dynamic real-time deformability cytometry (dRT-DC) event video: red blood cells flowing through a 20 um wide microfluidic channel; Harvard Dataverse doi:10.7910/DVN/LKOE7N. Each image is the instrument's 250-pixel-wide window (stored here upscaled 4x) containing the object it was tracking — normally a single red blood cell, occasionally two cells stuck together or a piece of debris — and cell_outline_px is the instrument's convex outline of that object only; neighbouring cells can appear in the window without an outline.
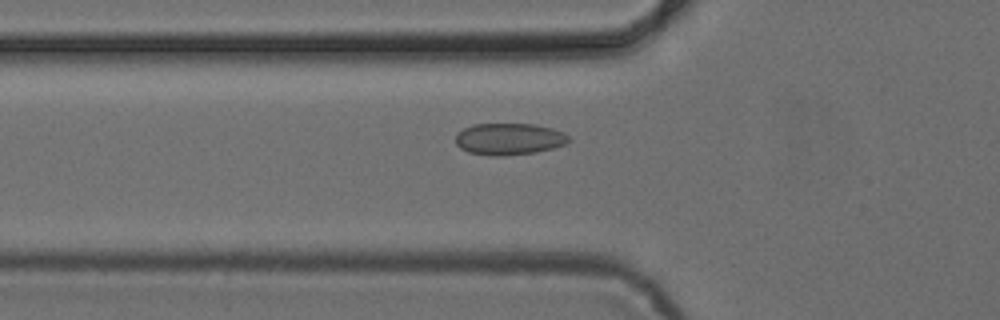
{"species": "common noctule bat (a hibernating species)", "species_latin": "Nyctalus noctula", "temperature_condition": "cold", "stored_images_in_passage": 41, "camera_frame_rate_fps": 3000, "um_per_image_px": 0.085, "animal": {"sex": "female", "body_mass_g": 24.6, "forearm_length_mm": 56.2}, "frame": {"image": 1, "passage_image": 12, "time_ms": 3.667, "image_size_px": [1000, 320], "cell_outline_px": [[572, 140], [564, 144], [552, 148], [536, 152], [504, 156], [492, 156], [468, 152], [460, 148], [456, 144], [456, 132], [472, 124], [536, 124], [552, 128], [564, 132]], "centroid_in_image_um": [43.26, 11.81], "position_along_channel_um": 82.5, "area_um2": 21.1}}
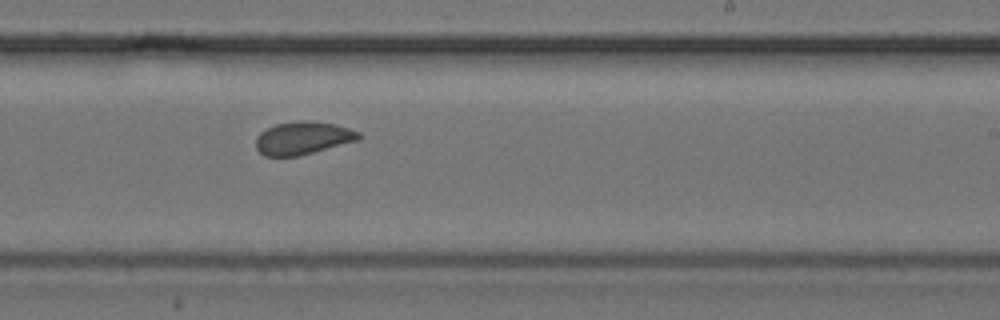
{"frame": {"image": 2, "passage_image": 26, "time_ms": 8.333, "image_size_px": [1000, 320], "cell_outline_px": [[360, 140], [300, 156], [264, 156], [256, 148], [256, 136], [260, 132], [276, 124], [300, 120], [308, 120], [336, 124], [360, 132]], "centroid_in_image_um": [25.76, 11.73], "position_along_channel_um": 263.2, "area_um2": 19.88}}
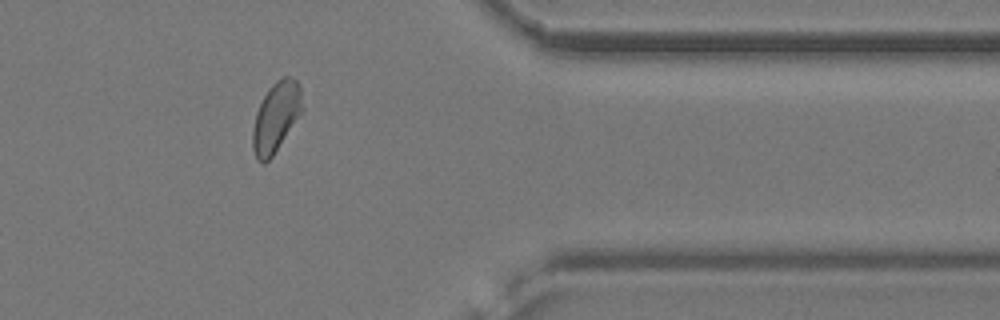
{"frame": {"image": 3, "passage_image": 37, "time_ms": 12.0, "image_size_px": [1000, 320], "cell_outline_px": [[304, 112], [272, 156], [264, 164], [256, 160], [252, 148], [252, 132], [256, 112], [268, 88], [276, 80], [284, 76], [288, 76], [296, 80], [300, 84], [304, 108]], "centroid_in_image_um": [23.49, 9.95], "position_along_channel_um": 387.9, "area_um2": 20.63}}